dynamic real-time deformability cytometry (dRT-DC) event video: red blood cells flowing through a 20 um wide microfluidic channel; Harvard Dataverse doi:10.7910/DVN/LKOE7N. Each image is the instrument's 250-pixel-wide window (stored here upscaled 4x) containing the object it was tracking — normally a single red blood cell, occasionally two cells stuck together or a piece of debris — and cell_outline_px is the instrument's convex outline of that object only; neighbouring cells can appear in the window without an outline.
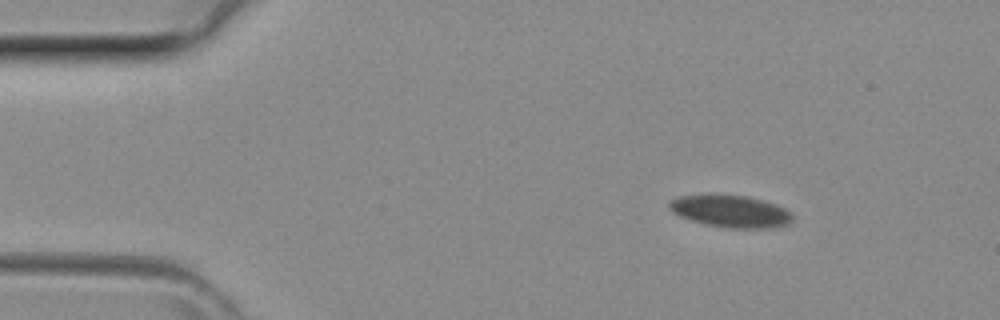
{"species": "common noctule bat (a hibernating species)", "species_latin": "Nyctalus noctula", "temperature_condition": "room temperature", "stored_images_in_passage": 43, "camera_frame_rate_fps": 3000, "um_per_image_px": 0.085, "animal": {"sex": "female", "body_mass_g": 29.2, "forearm_length_mm": 56.3}, "frame": {"image": 1, "passage_image": 1, "time_ms": 0.0, "image_size_px": [1000, 320], "cell_outline_px": [[792, 220], [788, 224], [768, 228], [732, 228], [708, 224], [692, 220], [680, 216], [672, 212], [668, 208], [668, 204], [672, 200], [680, 196], [748, 196], [764, 200], [776, 204], [792, 212]], "centroid_in_image_um": [62.15, 17.97], "position_along_channel_um": 22.8, "area_um2": 22.54}}
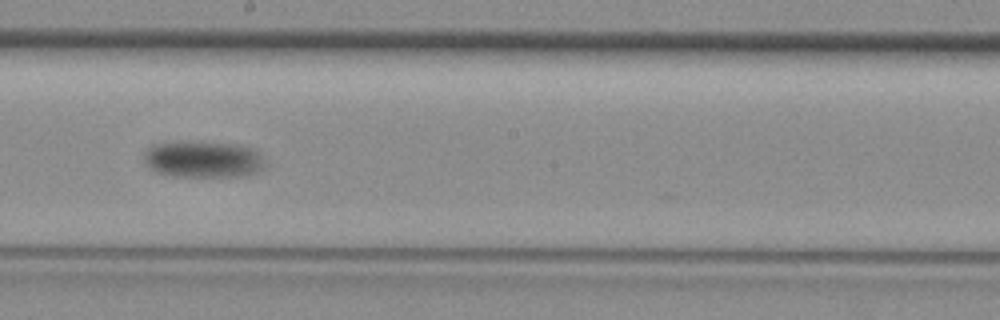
{"frame": {"image": 2, "passage_image": 21, "time_ms": 6.667, "image_size_px": [1000, 320], "cell_outline_px": [[268, 164], [264, 168], [256, 172], [244, 176], [172, 176], [160, 172], [152, 168], [144, 160], [144, 152], [152, 144], [240, 144], [256, 148]], "centroid_in_image_um": [17.39, 13.57], "position_along_channel_um": 230.8, "area_um2": 25.14}}
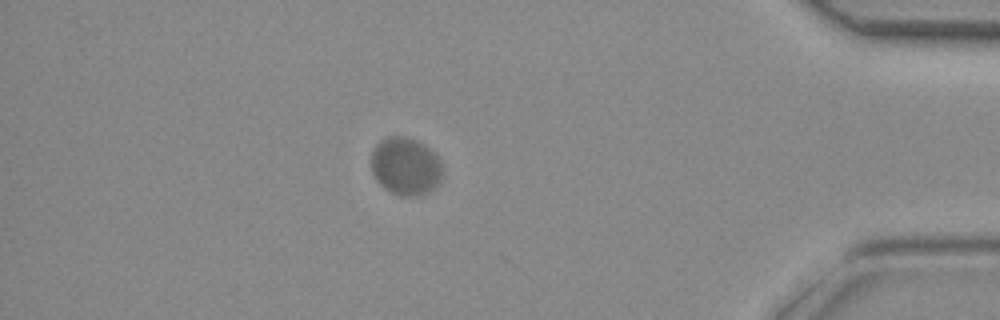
{"frame": {"image": 3, "passage_image": 36, "time_ms": 11.667, "image_size_px": [1000, 320], "cell_outline_px": [[440, 180], [428, 192], [416, 196], [400, 196], [384, 188], [376, 180], [372, 172], [372, 148], [380, 140], [388, 136], [400, 136], [412, 140], [428, 148], [440, 160]], "centroid_in_image_um": [34.42, 14.14], "position_along_channel_um": 400.8, "area_um2": 23.47}}